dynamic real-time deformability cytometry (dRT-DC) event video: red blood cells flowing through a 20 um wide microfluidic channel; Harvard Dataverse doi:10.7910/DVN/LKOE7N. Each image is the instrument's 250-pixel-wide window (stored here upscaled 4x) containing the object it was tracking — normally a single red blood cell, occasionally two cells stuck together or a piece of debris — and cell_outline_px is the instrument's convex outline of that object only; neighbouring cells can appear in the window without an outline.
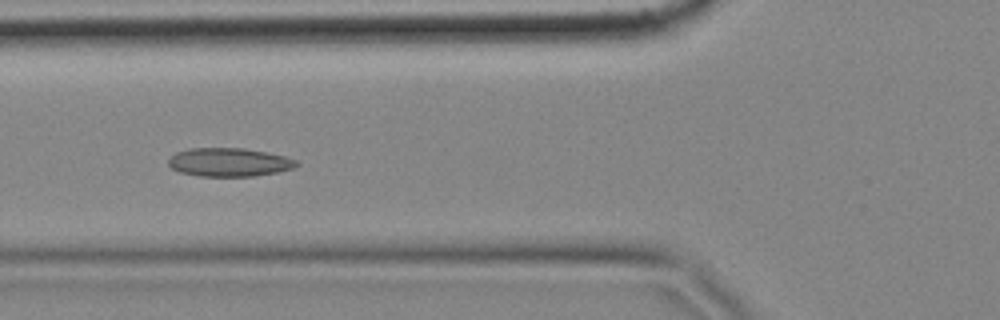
{"species": "common noctule bat (a hibernating species)", "species_latin": "Nyctalus noctula", "temperature_condition": "cold", "stored_images_in_passage": 47, "camera_frame_rate_fps": 3000, "um_per_image_px": 0.085, "animal": {"sex": "female", "body_mass_g": 18.4}, "frame": {"image": 1, "passage_image": 14, "time_ms": 4.333, "image_size_px": [1000, 320], "cell_outline_px": [[300, 164], [292, 168], [276, 172], [252, 176], [200, 176], [180, 172], [172, 168], [168, 164], [168, 160], [176, 152], [188, 148], [244, 148], [268, 152], [284, 156], [296, 160]], "centroid_in_image_um": [19.47, 13.78], "position_along_channel_um": 106.3, "area_um2": 21.21}}
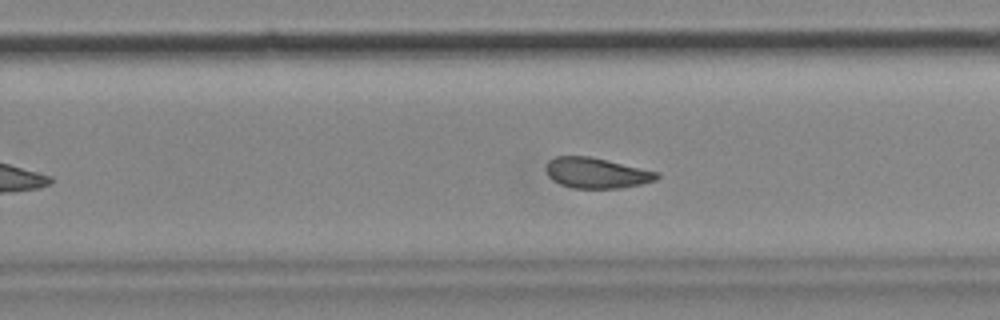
{"frame": {"image": 2, "passage_image": 29, "time_ms": 9.333, "image_size_px": [1000, 320], "cell_outline_px": [[660, 176], [656, 180], [640, 184], [620, 188], [572, 188], [560, 184], [552, 180], [548, 176], [544, 168], [548, 160], [556, 156], [592, 156], [660, 172]], "centroid_in_image_um": [50.69, 14.69], "position_along_channel_um": 279.1, "area_um2": 20.0}}
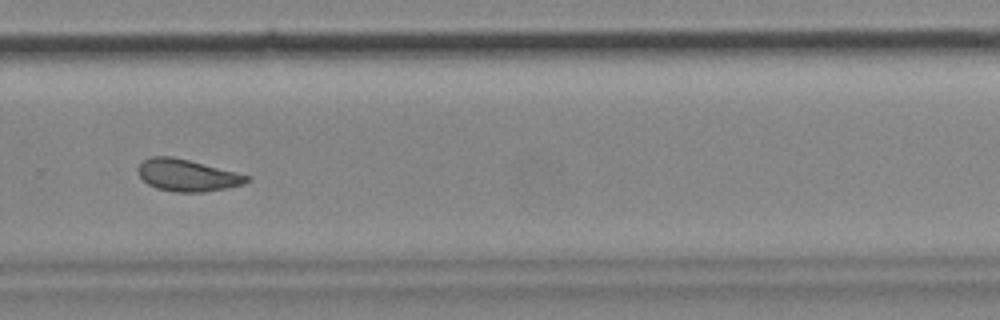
{"frame": {"image": 3, "passage_image": 32, "time_ms": 10.333, "image_size_px": [1000, 320], "cell_outline_px": [[252, 180], [244, 184], [204, 192], [176, 192], [156, 188], [148, 184], [140, 176], [136, 168], [144, 160], [152, 156], [172, 156], [252, 176]], "centroid_in_image_um": [15.93, 14.9], "position_along_channel_um": 313.9, "area_um2": 20.17}, "authors_computed_cell_mechanics": {"area_um2": 20.1144, "velocity_mm_per_s": 3.4614, "shape_relaxation_time_tau1_ms": null, "shape_relaxation_time_tau2_ms": 2.7402, "deformation_change_tau1": null, "deformation_change_tau2": 0.0949}}